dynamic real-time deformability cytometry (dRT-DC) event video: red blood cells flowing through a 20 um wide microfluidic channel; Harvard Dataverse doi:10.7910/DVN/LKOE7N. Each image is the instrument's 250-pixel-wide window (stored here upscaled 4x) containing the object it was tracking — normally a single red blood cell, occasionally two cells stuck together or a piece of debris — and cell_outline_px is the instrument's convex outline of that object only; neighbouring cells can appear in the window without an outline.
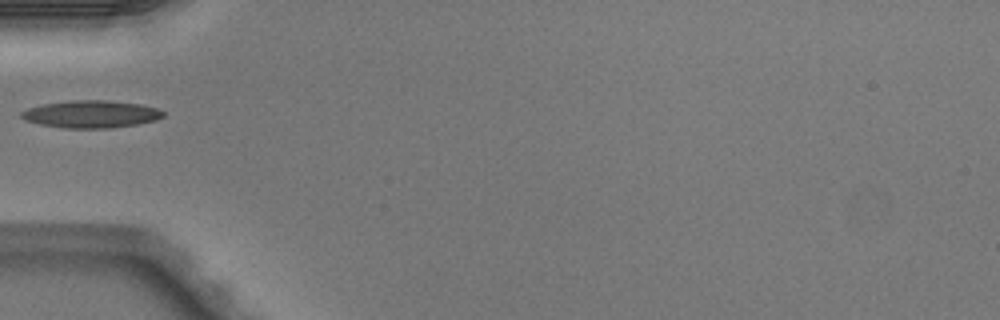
{"species": "Egyptian fruit bat (a non-hibernating species)", "species_latin": "Rousettus aegyptiacus", "temperature_condition": "warm", "stored_images_in_passage": 1, "camera_frame_rate_fps": 3000, "um_per_image_px": 0.085, "animal": {"sex": "male"}, "frame": {"image": 1, "passage_image": 1, "time_ms": 0.0, "image_size_px": [1000, 320], "cell_outline_px": [[164, 116], [156, 120], [136, 124], [112, 128], [64, 128], [40, 124], [24, 120], [20, 116], [20, 112], [28, 108], [44, 104], [72, 100], [104, 100], [140, 104], [160, 108], [164, 112]], "centroid_in_image_um": [7.75, 9.7], "position_along_channel_um": 77.2, "area_um2": 22.66}}